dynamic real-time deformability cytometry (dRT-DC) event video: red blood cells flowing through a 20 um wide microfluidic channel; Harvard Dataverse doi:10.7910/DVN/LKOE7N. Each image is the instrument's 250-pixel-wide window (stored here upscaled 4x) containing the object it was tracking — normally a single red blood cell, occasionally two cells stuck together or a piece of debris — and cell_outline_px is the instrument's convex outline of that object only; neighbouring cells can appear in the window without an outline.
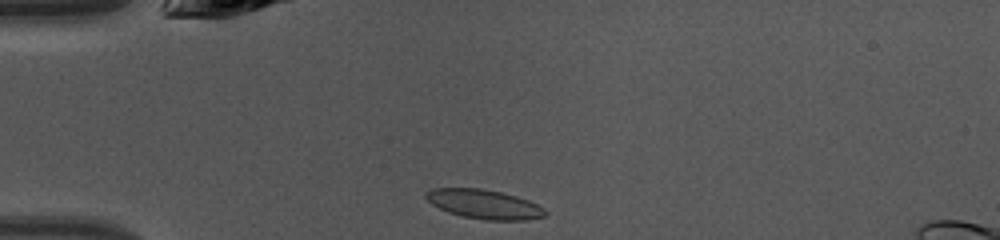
{"species": "common noctule bat (a hibernating species)", "species_latin": "Nyctalus noctula", "temperature_condition": "warm", "stored_images_in_passage": 36, "camera_frame_rate_fps": 3000, "um_per_image_px": 0.085, "animal": {"sex": "female", "body_mass_g": 10.0, "forearm_length_mm": 53.1}, "frame": {"image": 1, "passage_image": 1, "time_ms": 0.0, "image_size_px": [1000, 240], "cell_outline_px": [[548, 212], [544, 216], [528, 220], [484, 220], [464, 216], [448, 212], [432, 204], [424, 196], [432, 188], [480, 188], [500, 192], [516, 196], [528, 200], [544, 208]], "centroid_in_image_um": [41.17, 17.36], "position_along_channel_um": 43.8, "area_um2": 20.17}}
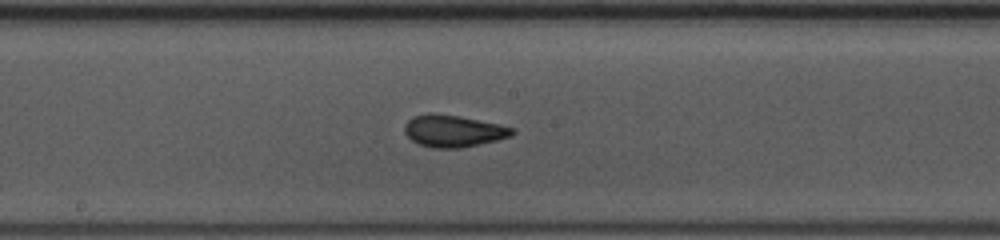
{"frame": {"image": 2, "passage_image": 14, "time_ms": 4.333, "image_size_px": [1000, 240], "cell_outline_px": [[516, 132], [512, 136], [496, 140], [460, 148], [432, 148], [420, 144], [412, 140], [404, 132], [404, 124], [412, 116], [432, 112], [460, 116], [500, 124], [512, 128]], "centroid_in_image_um": [38.51, 11.12], "position_along_channel_um": 209.7, "area_um2": 20.11}}
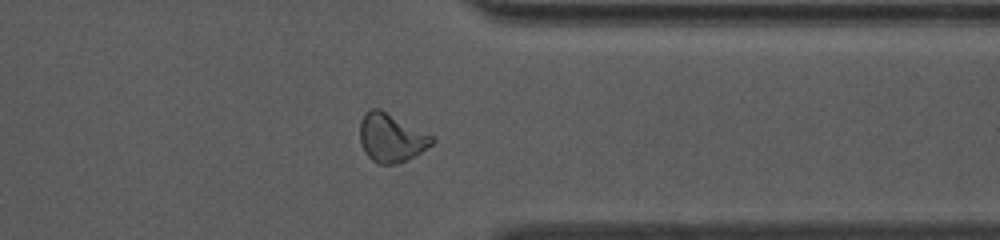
{"frame": {"image": 3, "passage_image": 26, "time_ms": 8.333, "image_size_px": [1000, 240], "cell_outline_px": [[436, 140], [432, 144], [416, 156], [408, 160], [396, 164], [380, 164], [372, 160], [364, 152], [360, 144], [360, 120], [364, 112], [372, 108], [380, 108], [432, 136]], "centroid_in_image_um": [33.22, 11.72], "position_along_channel_um": 378.2, "area_um2": 20.46}, "authors_computed_cell_mechanics": {"area_um2": 19.941, "velocity_mm_per_s": 4.2884, "shape_relaxation_time_tau1_ms": 5.6904, "shape_relaxation_time_tau2_ms": 0.7893, "deformation_change_tau1": 0.1694, "deformation_change_tau2": 0.0404}}